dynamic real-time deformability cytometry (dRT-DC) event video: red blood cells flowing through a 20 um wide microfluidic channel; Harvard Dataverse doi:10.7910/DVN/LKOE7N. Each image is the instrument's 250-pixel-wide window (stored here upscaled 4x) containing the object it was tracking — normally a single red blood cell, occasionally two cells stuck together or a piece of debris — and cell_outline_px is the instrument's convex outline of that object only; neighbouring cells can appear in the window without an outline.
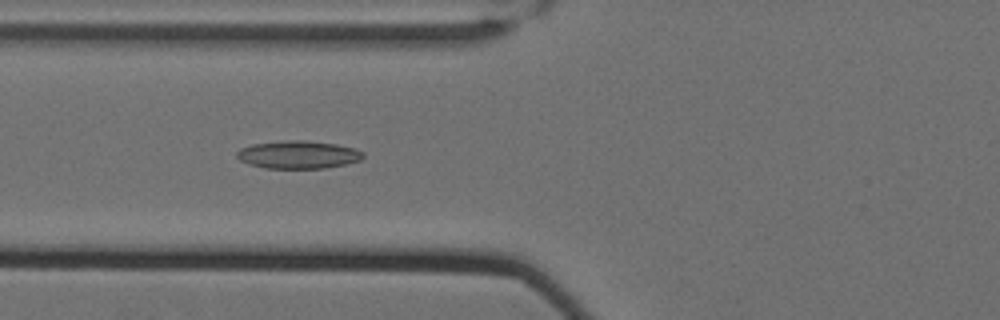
{"species": "Egyptian fruit bat (a non-hibernating species)", "species_latin": "Rousettus aegyptiacus", "temperature_condition": "cold", "stored_images_in_passage": 45, "camera_frame_rate_fps": 3000, "um_per_image_px": 0.085, "animal": {"sex": "female"}, "frame": {"image": 1, "passage_image": 10, "time_ms": 3.0, "image_size_px": [1000, 320], "cell_outline_px": [[364, 156], [360, 160], [344, 164], [324, 168], [264, 168], [248, 164], [240, 160], [236, 156], [236, 152], [240, 148], [252, 144], [288, 140], [304, 140], [336, 144], [356, 148], [364, 152]], "centroid_in_image_um": [25.34, 13.14], "position_along_channel_um": 100.5, "area_um2": 20.52}}
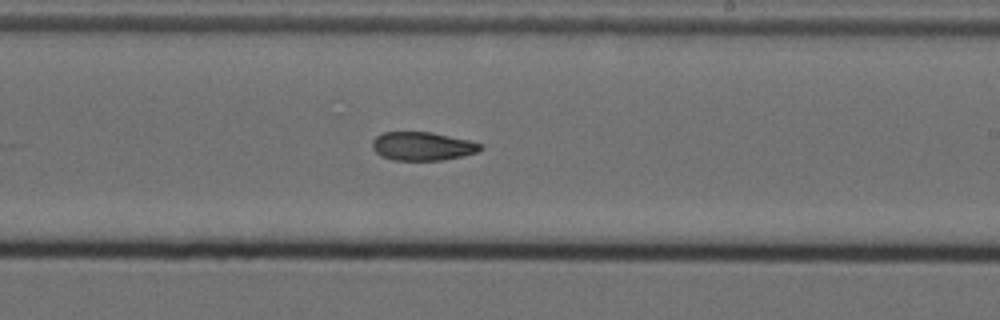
{"frame": {"image": 2, "passage_image": 23, "time_ms": 7.333, "image_size_px": [1000, 320], "cell_outline_px": [[484, 148], [476, 152], [444, 160], [392, 160], [380, 156], [372, 148], [372, 140], [376, 136], [384, 132], [432, 132], [468, 140], [484, 144]], "centroid_in_image_um": [35.9, 12.42], "position_along_channel_um": 253.1, "area_um2": 18.03}}
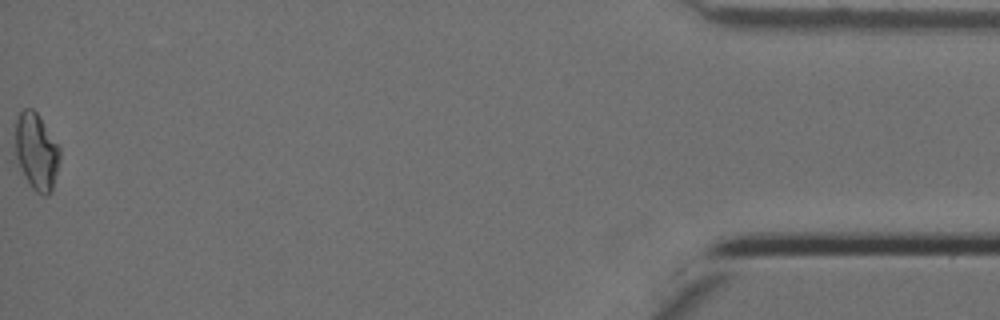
{"frame": {"image": 3, "passage_image": 45, "time_ms": 14.667, "image_size_px": [1000, 320], "cell_outline_px": [[60, 156], [52, 192], [48, 196], [44, 196], [36, 192], [32, 188], [16, 156], [16, 120], [20, 112], [24, 108], [32, 108], [36, 112], [60, 148]], "centroid_in_image_um": [3.12, 12.89], "position_along_channel_um": 432.1, "area_um2": 19.42}, "authors_computed_cell_mechanics": {"area_um2": 18.9584, "velocity_mm_per_s": 3.5042, "shape_relaxation_time_tau1_ms": 10.2523, "shape_relaxation_time_tau2_ms": 5.3461, "deformation_change_tau1": 0.206, "deformation_change_tau2": 0.1115}}